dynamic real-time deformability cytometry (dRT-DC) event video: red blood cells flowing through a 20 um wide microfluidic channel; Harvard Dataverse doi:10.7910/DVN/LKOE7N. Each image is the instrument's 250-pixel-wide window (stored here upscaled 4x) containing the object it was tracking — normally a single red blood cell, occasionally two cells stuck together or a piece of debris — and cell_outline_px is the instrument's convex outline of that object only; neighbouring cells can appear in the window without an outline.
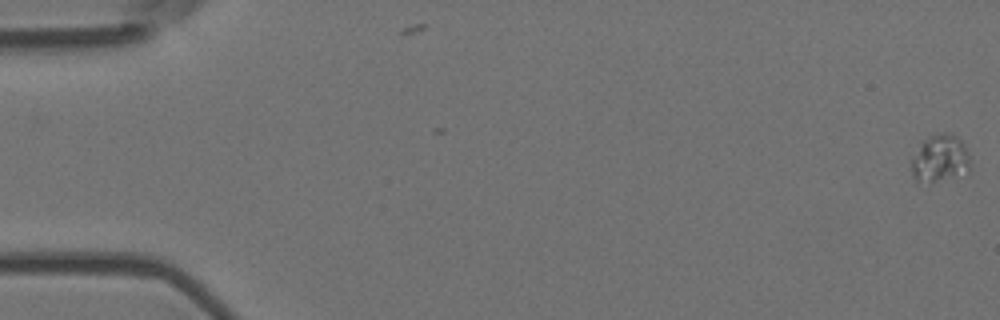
{"species": "Egyptian fruit bat (a non-hibernating species)", "species_latin": "Rousettus aegyptiacus", "temperature_condition": "room temperature", "stored_images_in_passage": 2, "camera_frame_rate_fps": 3000, "um_per_image_px": 0.085, "animal": {"sex": "female"}, "frame": {"image": 1, "passage_image": 2, "time_ms": 0.333, "image_size_px": [1000, 320], "cell_outline_px": [[972, 164], [968, 172], [932, 180], [916, 180], [912, 176], [912, 156], [920, 140], [940, 132], [952, 132], [964, 144]], "centroid_in_image_um": [79.9, 13.38], "position_along_channel_um": 5.1, "area_um2": 16.07}}